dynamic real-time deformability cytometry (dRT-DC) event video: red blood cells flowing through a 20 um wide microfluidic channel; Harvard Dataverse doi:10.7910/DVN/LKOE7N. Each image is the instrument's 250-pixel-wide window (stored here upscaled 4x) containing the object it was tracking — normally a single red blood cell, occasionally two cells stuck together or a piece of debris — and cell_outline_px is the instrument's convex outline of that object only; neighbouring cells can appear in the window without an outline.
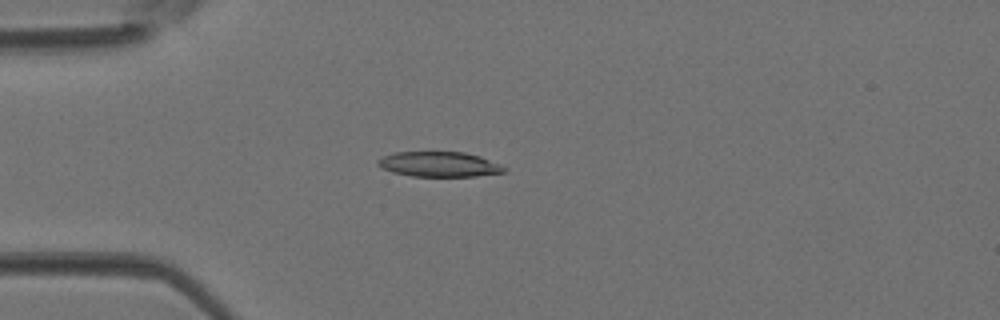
{"species": "Egyptian fruit bat (a non-hibernating species)", "species_latin": "Rousettus aegyptiacus", "temperature_condition": "room temperature", "stored_images_in_passage": 29, "camera_frame_rate_fps": 3000, "um_per_image_px": 0.085, "animal": {"sex": "female"}, "frame": {"image": 1, "passage_image": 2, "time_ms": 0.333, "image_size_px": [1000, 320], "cell_outline_px": [[508, 168], [504, 172], [476, 176], [412, 176], [392, 172], [376, 164], [376, 160], [384, 156], [396, 152], [464, 152], [480, 156], [500, 164]], "centroid_in_image_um": [37.34, 13.96], "position_along_channel_um": 47.7, "area_um2": 18.38}}
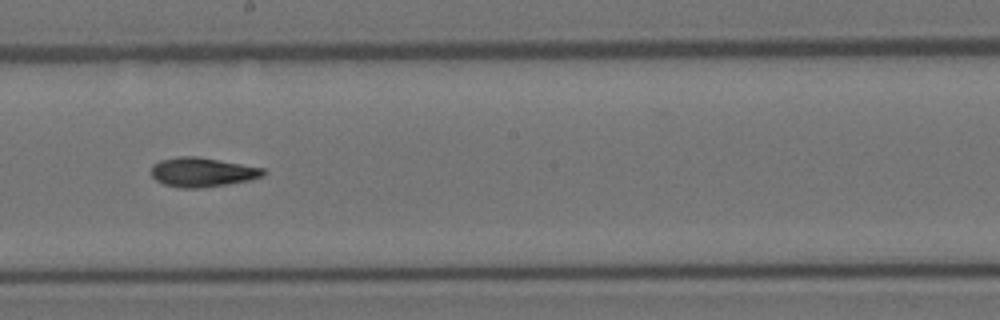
{"frame": {"image": 2, "passage_image": 15, "time_ms": 4.667, "image_size_px": [1000, 320], "cell_outline_px": [[264, 176], [248, 180], [228, 184], [200, 188], [180, 188], [164, 184], [156, 180], [152, 176], [152, 164], [160, 160], [180, 156], [196, 156], [264, 168]], "centroid_in_image_um": [17.17, 14.63], "position_along_channel_um": 231.0, "area_um2": 19.02}}
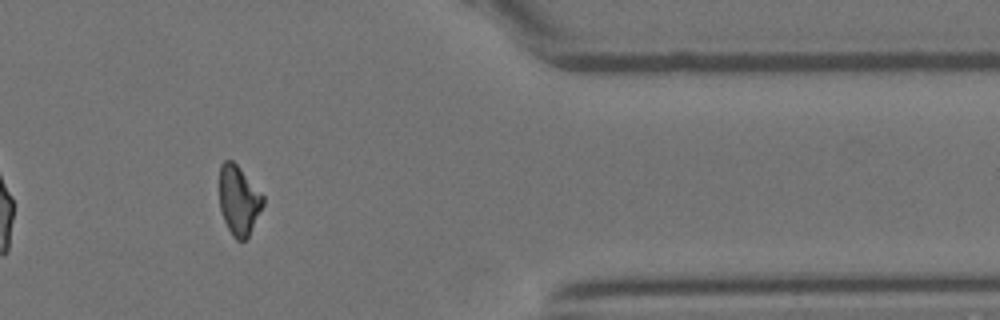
{"frame": {"image": 3, "passage_image": 27, "time_ms": 8.667, "image_size_px": [1000, 320], "cell_outline_px": [[264, 204], [248, 236], [244, 240], [236, 240], [232, 236], [224, 220], [220, 208], [220, 164], [224, 160], [232, 160], [236, 164], [264, 196]], "centroid_in_image_um": [20.29, 17.03], "position_along_channel_um": 391.1, "area_um2": 17.4}}